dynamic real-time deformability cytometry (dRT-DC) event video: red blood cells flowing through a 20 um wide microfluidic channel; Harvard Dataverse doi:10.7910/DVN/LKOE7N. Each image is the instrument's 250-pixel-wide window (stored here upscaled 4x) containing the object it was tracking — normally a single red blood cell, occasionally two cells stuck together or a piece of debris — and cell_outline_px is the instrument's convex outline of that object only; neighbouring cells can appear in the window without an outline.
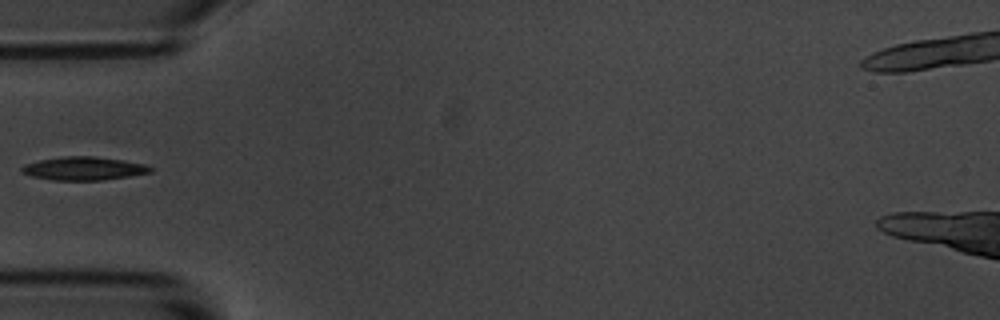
{"species": "common noctule bat (a hibernating species)", "species_latin": "Nyctalus noctula", "temperature_condition": "room temperature", "stored_images_in_passage": 5, "camera_frame_rate_fps": 3000, "um_per_image_px": 0.085, "animal": {"sex": "male", "body_mass_g": 20.1, "forearm_length_mm": 53.5}, "frame": {"image": 1, "passage_image": 5, "time_ms": 4.333, "image_size_px": [1000, 320], "cell_outline_px": [[152, 172], [128, 176], [100, 180], [52, 180], [32, 176], [20, 172], [20, 168], [24, 164], [40, 160], [64, 156], [92, 156], [124, 160], [144, 164], [152, 168]], "centroid_in_image_um": [7.08, 14.32], "position_along_channel_um": 77.9, "area_um2": 17.4}}